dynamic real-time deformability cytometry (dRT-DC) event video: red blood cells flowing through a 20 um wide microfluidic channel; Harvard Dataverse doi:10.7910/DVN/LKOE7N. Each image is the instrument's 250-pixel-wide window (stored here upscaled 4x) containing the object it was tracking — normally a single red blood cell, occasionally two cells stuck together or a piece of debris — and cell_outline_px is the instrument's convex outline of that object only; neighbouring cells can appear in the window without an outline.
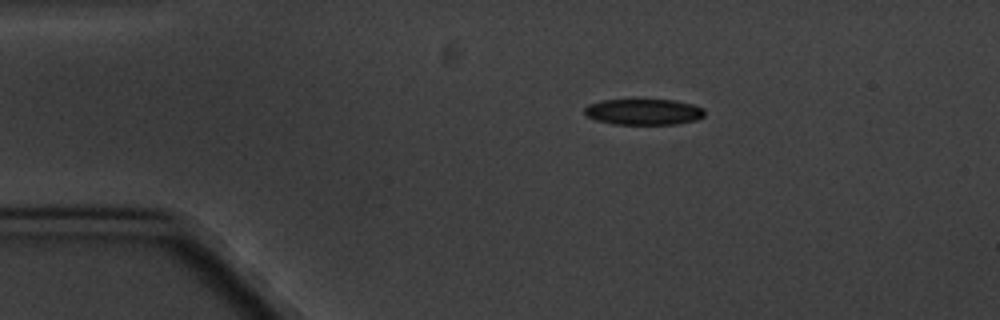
{"species": "common noctule bat (a hibernating species)", "species_latin": "Nyctalus noctula", "temperature_condition": "cold", "stored_images_in_passage": 5, "camera_frame_rate_fps": 3000, "um_per_image_px": 0.085, "animal": {"sex": "male", "body_mass_g": 20.1, "forearm_length_mm": 53.5}, "frame": {"image": 1, "passage_image": 1, "time_ms": 0.0, "image_size_px": [1000, 320], "cell_outline_px": [[704, 116], [696, 120], [676, 124], [612, 124], [596, 120], [588, 116], [584, 112], [584, 108], [588, 104], [604, 100], [676, 100], [692, 104], [704, 108]], "centroid_in_image_um": [54.72, 9.51], "position_along_channel_um": 30.3, "area_um2": 18.15}}
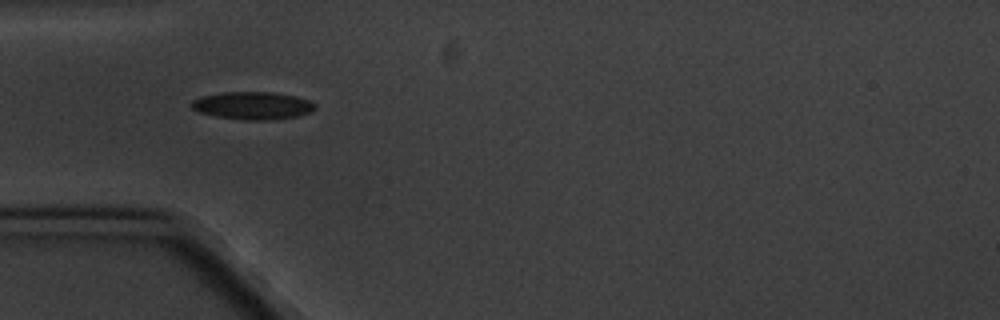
{"frame": {"image": 2, "passage_image": 3, "time_ms": 2.333, "image_size_px": [1000, 320], "cell_outline_px": [[316, 108], [312, 112], [296, 116], [268, 120], [244, 120], [216, 116], [200, 112], [192, 108], [192, 100], [200, 96], [224, 92], [272, 92], [296, 96], [308, 100], [316, 104]], "centroid_in_image_um": [21.49, 8.97], "position_along_channel_um": 63.5, "area_um2": 19.88}}